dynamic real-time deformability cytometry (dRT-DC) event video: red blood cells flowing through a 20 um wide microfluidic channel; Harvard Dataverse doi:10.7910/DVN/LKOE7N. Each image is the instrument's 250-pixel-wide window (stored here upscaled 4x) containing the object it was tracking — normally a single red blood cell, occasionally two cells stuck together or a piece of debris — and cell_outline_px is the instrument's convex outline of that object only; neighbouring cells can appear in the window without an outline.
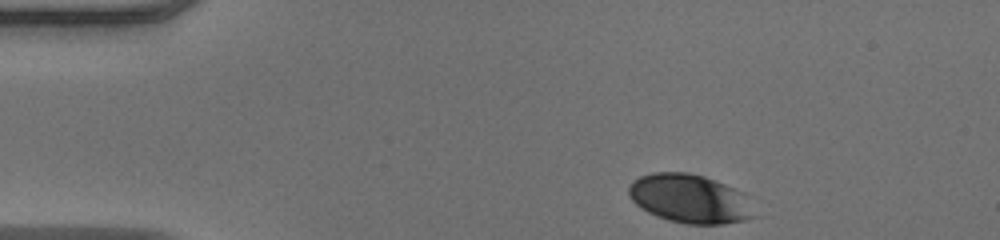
{"species": "human", "species_latin": "Homo sapiens", "temperature_condition": "warm", "stored_images_in_passage": 37, "camera_frame_rate_fps": 3000, "um_per_image_px": 0.085, "donor": {"sex": "male"}, "frame": {"image": 1, "passage_image": 1, "time_ms": 0.0, "image_size_px": [1000, 240], "cell_outline_px": [[756, 216], [744, 220], [724, 224], [688, 224], [668, 220], [648, 212], [636, 204], [628, 196], [628, 188], [632, 180], [640, 176], [652, 172], [688, 172], [704, 176], [744, 192]], "centroid_in_image_um": [58.62, 16.88], "position_along_channel_um": 26.4, "area_um2": 35.72}}
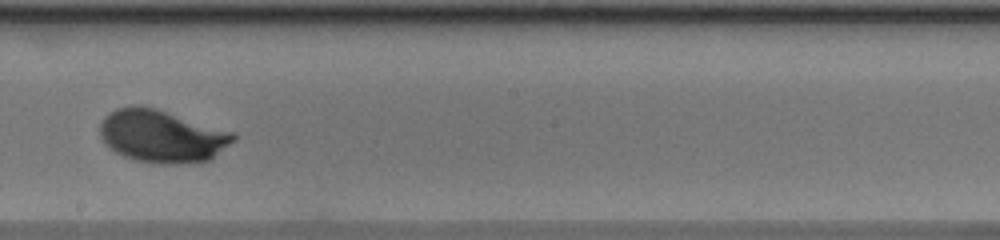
{"frame": {"image": 2, "passage_image": 22, "time_ms": 7.0, "image_size_px": [1000, 240], "cell_outline_px": [[236, 140], [208, 160], [176, 164], [168, 164], [136, 160], [124, 156], [116, 152], [100, 136], [100, 124], [104, 116], [108, 112], [116, 108], [132, 104], [140, 104], [156, 108], [236, 132]], "centroid_in_image_um": [13.77, 11.53], "position_along_channel_um": 234.4, "area_um2": 40.98}}
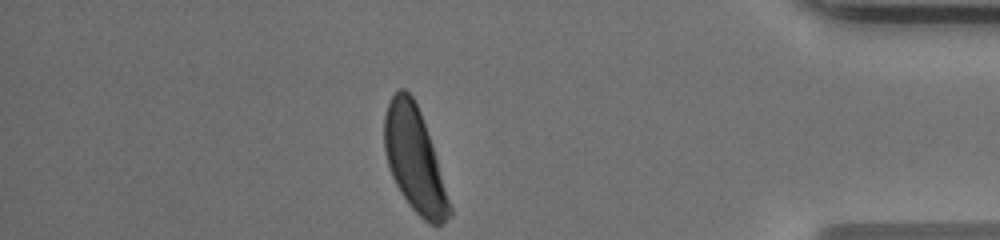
{"frame": {"image": 3, "passage_image": 37, "time_ms": 12.0, "image_size_px": [1000, 240], "cell_outline_px": [[452, 216], [440, 224], [428, 224], [408, 204], [400, 192], [392, 176], [384, 152], [384, 116], [388, 104], [392, 96], [400, 88], [404, 88], [412, 96], [420, 112], [452, 208]], "centroid_in_image_um": [35.21, 13.59], "position_along_channel_um": 400.0, "area_um2": 38.73}, "authors_computed_cell_mechanics": {"area_um2": 38.7838, "velocity_mm_per_s": 4.0343, "shape_relaxation_time_tau1_ms": 2.4576, "shape_relaxation_time_tau2_ms": null, "deformation_change_tau1": 0.1657, "deformation_change_tau2": null}}